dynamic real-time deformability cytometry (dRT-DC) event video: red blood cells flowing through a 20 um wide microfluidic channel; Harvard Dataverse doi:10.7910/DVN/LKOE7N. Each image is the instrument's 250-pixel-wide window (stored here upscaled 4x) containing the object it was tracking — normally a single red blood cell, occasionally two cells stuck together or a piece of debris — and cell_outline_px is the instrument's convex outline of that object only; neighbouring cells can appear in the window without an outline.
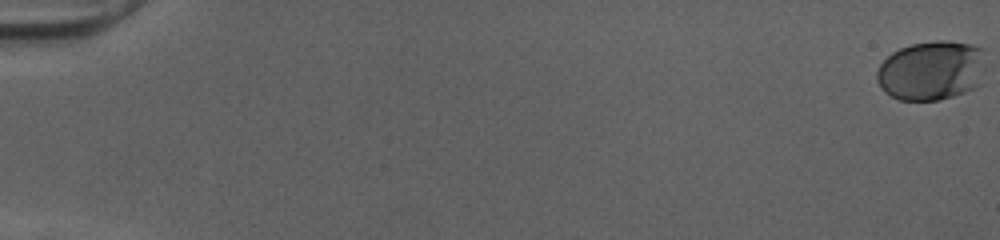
{"species": "human", "species_latin": "Homo sapiens", "temperature_condition": "cold", "stored_images_in_passage": 53, "camera_frame_rate_fps": 3000, "um_per_image_px": 0.085, "donor": {"sex": "female"}, "frame": {"image": 1, "passage_image": 1, "time_ms": 0.0, "image_size_px": [1000, 240], "cell_outline_px": [[984, 48], [980, 84], [964, 92], [940, 100], [896, 100], [884, 92], [876, 80], [876, 72], [880, 64], [892, 52], [900, 48], [912, 44], [940, 40], [944, 40], [972, 44]], "centroid_in_image_um": [79.13, 5.99], "position_along_channel_um": 5.9, "area_um2": 37.8}}
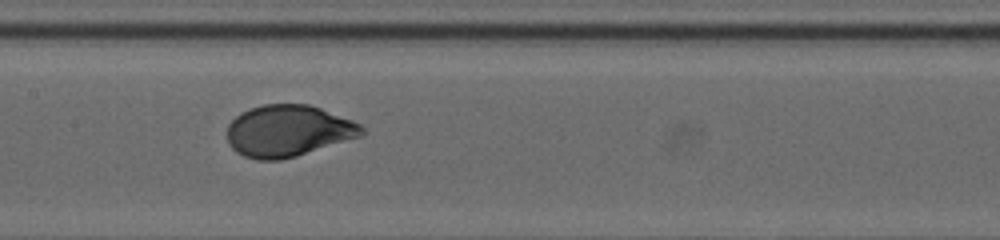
{"frame": {"image": 2, "passage_image": 29, "time_ms": 9.333, "image_size_px": [1000, 240], "cell_outline_px": [[364, 136], [296, 156], [280, 160], [256, 160], [244, 156], [236, 152], [232, 148], [228, 140], [228, 124], [240, 112], [264, 104], [308, 104], [320, 108], [352, 120], [360, 124], [364, 128]], "centroid_in_image_um": [24.51, 11.13], "position_along_channel_um": 182.9, "area_um2": 40.58}}
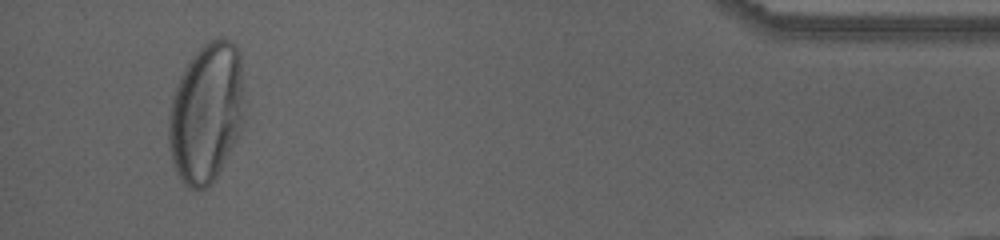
{"frame": {"image": 3, "passage_image": 51, "time_ms": 16.667, "image_size_px": [1000, 240], "cell_outline_px": [[244, 96], [240, 132], [236, 140], [216, 176], [204, 188], [196, 192], [188, 188], [180, 180], [172, 164], [168, 144], [168, 112], [172, 96], [176, 84], [184, 68], [192, 56], [204, 44], [216, 36], [224, 36], [232, 40], [236, 44], [240, 52], [244, 92]], "centroid_in_image_um": [17.52, 9.55], "position_along_channel_um": 417.7, "area_um2": 62.48}, "authors_computed_cell_mechanics": {"area_um2": 40.46, "velocity_mm_per_s": 4.0168, "shape_relaxation_time_tau1_ms": 3.7398, "shape_relaxation_time_tau2_ms": null, "deformation_change_tau1": 0.177, "deformation_change_tau2": null}}